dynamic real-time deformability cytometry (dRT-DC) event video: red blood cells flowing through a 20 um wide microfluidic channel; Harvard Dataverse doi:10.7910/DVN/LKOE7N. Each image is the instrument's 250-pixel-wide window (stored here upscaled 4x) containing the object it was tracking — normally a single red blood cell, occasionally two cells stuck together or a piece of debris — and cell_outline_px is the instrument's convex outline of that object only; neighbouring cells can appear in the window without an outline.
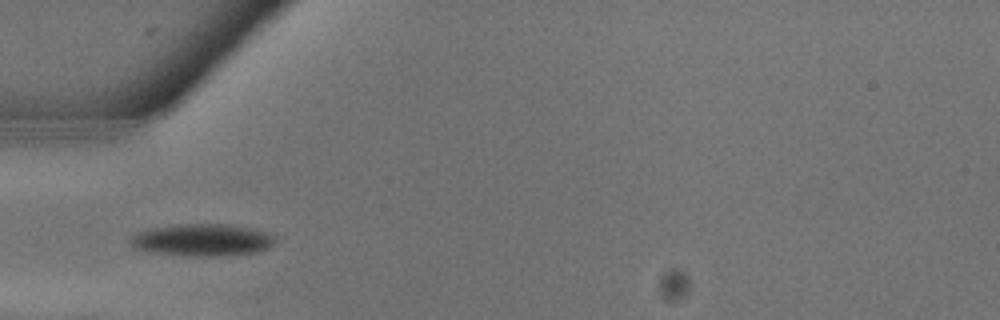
{"species": "common noctule bat (a hibernating species)", "species_latin": "Nyctalus noctula", "temperature_condition": "warm", "stored_images_in_passage": 7, "camera_frame_rate_fps": 3000, "um_per_image_px": 0.085, "animal": {"sex": "male", "body_mass_g": 13.3}, "frame": {"image": 1, "passage_image": 1, "time_ms": 0.0, "image_size_px": [1000, 320], "cell_outline_px": [[276, 240], [268, 248], [256, 252], [224, 256], [196, 256], [148, 252], [136, 248], [132, 244], [132, 236], [148, 228], [176, 224], [224, 224], [252, 228], [272, 232], [276, 236]], "centroid_in_image_um": [17.26, 20.39], "position_along_channel_um": 67.7, "area_um2": 27.22}}
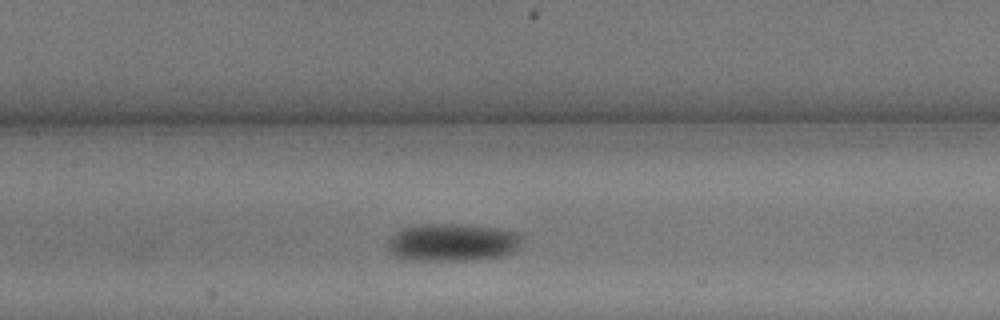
{"frame": {"image": 2, "passage_image": 5, "time_ms": 1.333, "image_size_px": [1000, 320], "cell_outline_px": [[524, 236], [520, 244], [512, 252], [500, 256], [464, 260], [420, 260], [396, 256], [384, 244], [400, 228], [412, 224], [464, 224], [496, 228], [520, 232]], "centroid_in_image_um": [38.45, 20.57], "position_along_channel_um": 168.9, "area_um2": 29.54}}
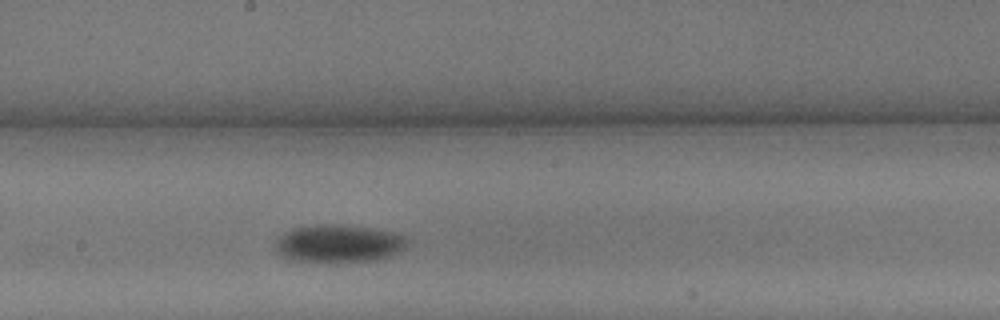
{"frame": {"image": 3, "passage_image": 7, "time_ms": 2.0, "image_size_px": [1000, 320], "cell_outline_px": [[412, 240], [400, 252], [392, 256], [376, 260], [288, 260], [276, 248], [276, 240], [284, 232], [292, 228], [324, 224], [332, 224], [372, 228], [392, 232], [404, 236]], "centroid_in_image_um": [28.85, 20.67], "position_along_channel_um": 219.3, "area_um2": 28.44}}